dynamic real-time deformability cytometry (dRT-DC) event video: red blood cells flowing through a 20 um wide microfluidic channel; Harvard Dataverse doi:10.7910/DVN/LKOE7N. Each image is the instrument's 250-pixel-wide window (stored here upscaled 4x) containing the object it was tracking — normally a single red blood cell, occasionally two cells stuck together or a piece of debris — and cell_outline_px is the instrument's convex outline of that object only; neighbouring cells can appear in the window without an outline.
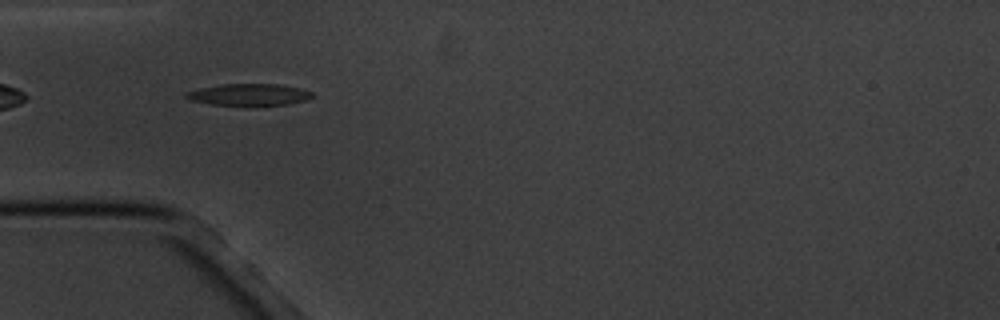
{"species": "common noctule bat (a hibernating species)", "species_latin": "Nyctalus noctula", "temperature_condition": "cold", "stored_images_in_passage": 6, "camera_frame_rate_fps": 3000, "um_per_image_px": 0.085, "animal": {"sex": "male", "body_mass_g": 20.1, "forearm_length_mm": 53.5}, "frame": {"image": 1, "passage_image": 5, "time_ms": 5.0, "image_size_px": [1000, 320], "cell_outline_px": [[312, 96], [304, 100], [288, 104], [256, 108], [212, 104], [192, 100], [184, 96], [184, 92], [200, 88], [224, 84], [280, 84], [300, 88], [312, 92]], "centroid_in_image_um": [21.17, 8.08], "position_along_channel_um": 63.8, "area_um2": 16.53}}
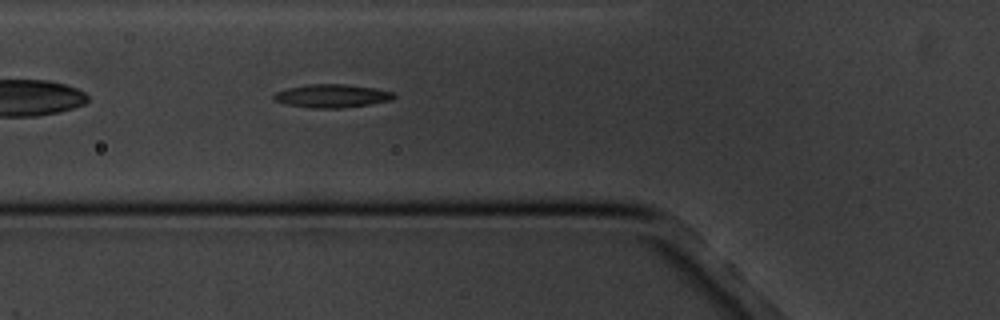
{"frame": {"image": 2, "passage_image": 6, "time_ms": 6.0, "image_size_px": [1000, 320], "cell_outline_px": [[396, 96], [392, 100], [344, 108], [312, 108], [284, 104], [276, 100], [272, 96], [276, 92], [288, 88], [308, 84], [344, 84], [372, 88], [396, 92]], "centroid_in_image_um": [28.22, 8.15], "position_along_channel_um": 97.6, "area_um2": 16.24}}